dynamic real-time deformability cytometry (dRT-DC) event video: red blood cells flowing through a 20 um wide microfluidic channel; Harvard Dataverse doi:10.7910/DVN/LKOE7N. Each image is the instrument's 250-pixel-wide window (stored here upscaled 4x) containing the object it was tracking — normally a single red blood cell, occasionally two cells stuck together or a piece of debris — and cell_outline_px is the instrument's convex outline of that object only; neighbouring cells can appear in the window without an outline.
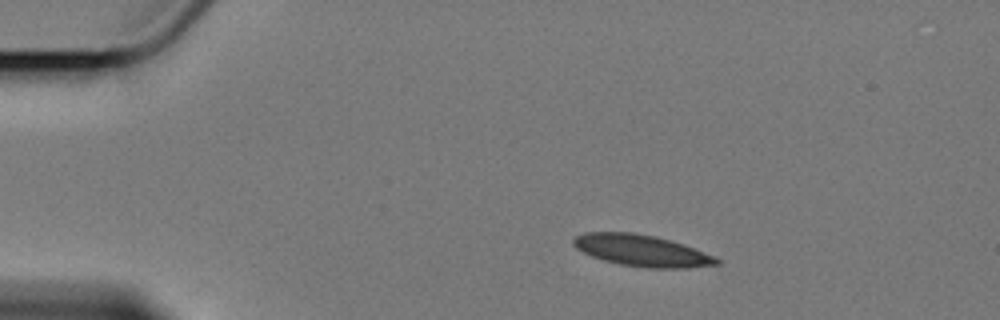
{"species": "Egyptian fruit bat (a non-hibernating species)", "species_latin": "Rousettus aegyptiacus", "temperature_condition": "cold", "stored_images_in_passage": 5, "camera_frame_rate_fps": 3000, "um_per_image_px": 0.085, "animal": {"sex": "female"}, "frame": {"image": 1, "passage_image": 3, "time_ms": 2.333, "image_size_px": [1000, 320], "cell_outline_px": [[720, 264], [688, 268], [648, 268], [620, 264], [604, 260], [592, 256], [576, 248], [572, 244], [572, 240], [576, 236], [584, 232], [632, 232], [656, 236], [684, 244], [716, 256], [720, 260]], "centroid_in_image_um": [54.58, 21.29], "position_along_channel_um": 30.4, "area_um2": 26.41}}